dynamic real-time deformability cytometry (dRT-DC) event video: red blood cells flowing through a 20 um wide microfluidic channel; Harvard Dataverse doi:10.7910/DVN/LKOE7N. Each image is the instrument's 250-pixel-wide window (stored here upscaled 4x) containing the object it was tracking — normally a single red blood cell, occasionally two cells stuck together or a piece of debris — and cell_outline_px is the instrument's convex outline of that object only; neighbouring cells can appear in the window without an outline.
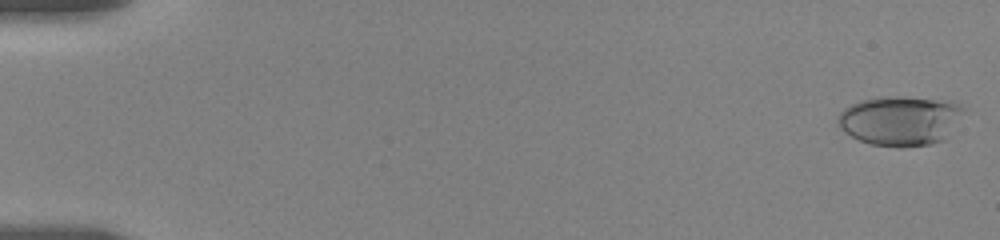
{"species": "human", "species_latin": "Homo sapiens", "temperature_condition": "room temperature", "stored_images_in_passage": 28, "camera_frame_rate_fps": 3000, "um_per_image_px": 0.085, "donor": {"sex": "female"}, "frame": {"image": 1, "passage_image": 1, "time_ms": 0.0, "image_size_px": [1000, 240], "cell_outline_px": [[964, 108], [944, 140], [932, 144], [900, 148], [896, 148], [872, 144], [860, 140], [844, 132], [840, 128], [836, 120], [840, 112], [844, 108], [860, 100], [880, 96], [900, 96], [956, 100]], "centroid_in_image_um": [76.49, 10.24], "position_along_channel_um": 8.5, "area_um2": 36.7}}
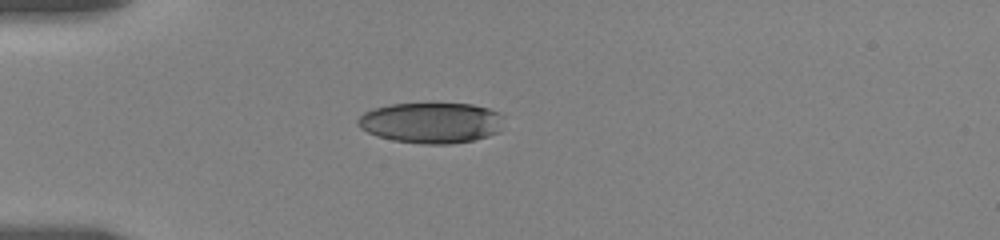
{"frame": {"image": 2, "passage_image": 24, "time_ms": 5.0, "image_size_px": [1000, 240], "cell_outline_px": [[500, 132], [488, 136], [472, 140], [448, 144], [424, 144], [392, 140], [376, 136], [360, 128], [356, 124], [356, 120], [364, 112], [372, 108], [388, 104], [472, 104], [488, 108], [496, 112], [500, 116]], "centroid_in_image_um": [36.58, 10.44], "position_along_channel_um": 48.4, "area_um2": 34.51}}